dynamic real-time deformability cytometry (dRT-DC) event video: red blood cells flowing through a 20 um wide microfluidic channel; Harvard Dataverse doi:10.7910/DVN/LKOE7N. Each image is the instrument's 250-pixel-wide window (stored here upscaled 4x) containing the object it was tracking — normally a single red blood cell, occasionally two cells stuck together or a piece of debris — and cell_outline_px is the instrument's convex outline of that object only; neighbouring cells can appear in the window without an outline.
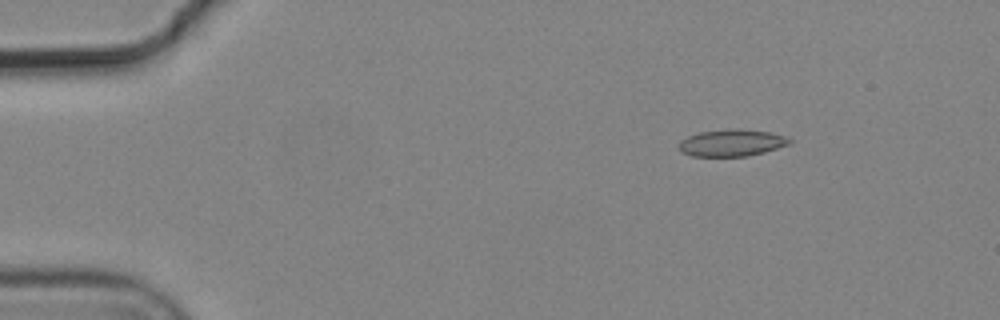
{"species": "common noctule bat (a hibernating species)", "species_latin": "Nyctalus noctula", "temperature_condition": "cold", "stored_images_in_passage": 11, "camera_frame_rate_fps": 3000, "um_per_image_px": 0.085, "animal": {"sex": "male", "body_mass_g": 19.2, "forearm_length_mm": 51.8}, "frame": {"image": 1, "passage_image": 2, "time_ms": 0.333, "image_size_px": [1000, 320], "cell_outline_px": [[792, 144], [764, 152], [748, 156], [692, 156], [680, 152], [680, 140], [688, 136], [700, 132], [732, 128], [736, 128], [768, 132], [784, 136], [792, 140]], "centroid_in_image_um": [62.21, 12.14], "position_along_channel_um": 22.8, "area_um2": 17.34}}
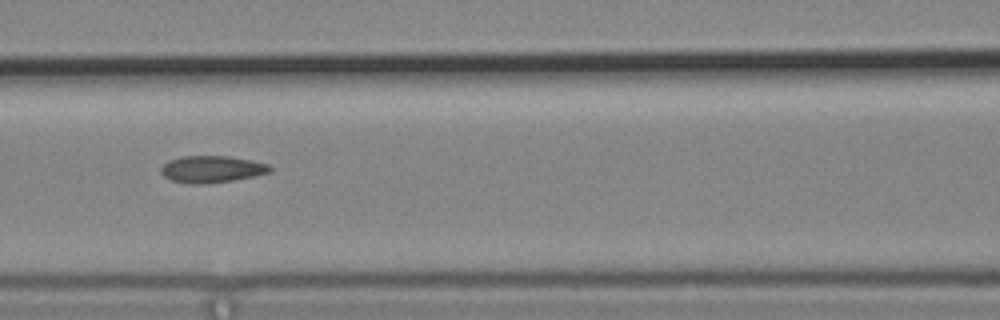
{"frame": {"image": 2, "passage_image": 7, "time_ms": 2.0, "image_size_px": [1000, 320], "cell_outline_px": [[272, 172], [256, 176], [232, 180], [204, 184], [188, 184], [172, 180], [164, 176], [160, 172], [160, 168], [168, 160], [184, 156], [228, 156], [268, 164], [272, 168]], "centroid_in_image_um": [17.99, 14.39], "position_along_channel_um": 148.6, "area_um2": 17.05}}
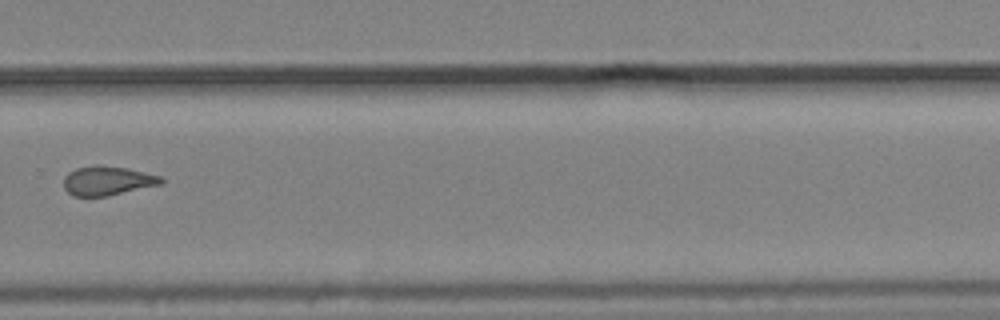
{"frame": {"image": 3, "passage_image": 11, "time_ms": 3.333, "image_size_px": [1000, 320], "cell_outline_px": [[164, 184], [108, 196], [72, 196], [64, 188], [64, 176], [68, 172], [76, 168], [96, 164], [100, 164], [128, 168], [160, 176], [164, 180]], "centroid_in_image_um": [9.14, 15.35], "position_along_channel_um": 320.7, "area_um2": 16.88}}